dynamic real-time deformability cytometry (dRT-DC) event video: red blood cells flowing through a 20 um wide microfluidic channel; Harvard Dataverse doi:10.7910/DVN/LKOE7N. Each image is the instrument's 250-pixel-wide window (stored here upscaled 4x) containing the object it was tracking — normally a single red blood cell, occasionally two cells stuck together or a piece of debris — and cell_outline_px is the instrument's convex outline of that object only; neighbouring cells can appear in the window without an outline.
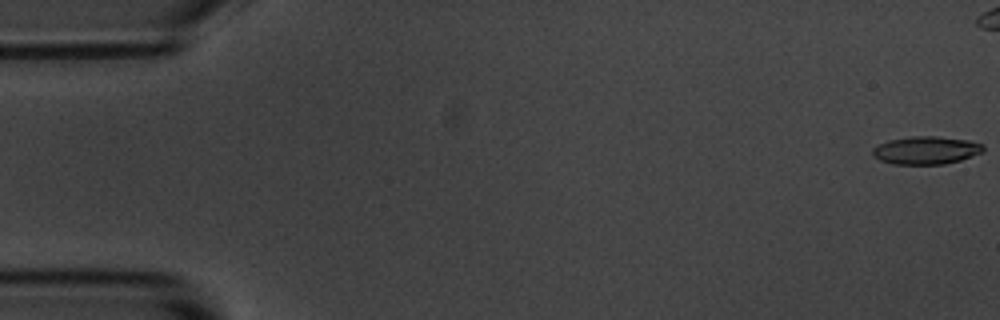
{"species": "common noctule bat (a hibernating species)", "species_latin": "Nyctalus noctula", "temperature_condition": "room temperature", "stored_images_in_passage": 10, "camera_frame_rate_fps": 3000, "um_per_image_px": 0.085, "animal": {"sex": "male", "body_mass_g": 20.1, "forearm_length_mm": 53.5}, "frame": {"image": 1, "passage_image": 1, "time_ms": 0.0, "image_size_px": [1000, 320], "cell_outline_px": [[984, 152], [960, 160], [944, 164], [892, 164], [880, 160], [872, 156], [872, 148], [888, 140], [912, 136], [936, 136], [968, 140], [984, 144]], "centroid_in_image_um": [78.72, 12.77], "position_along_channel_um": 6.3, "area_um2": 18.09}}
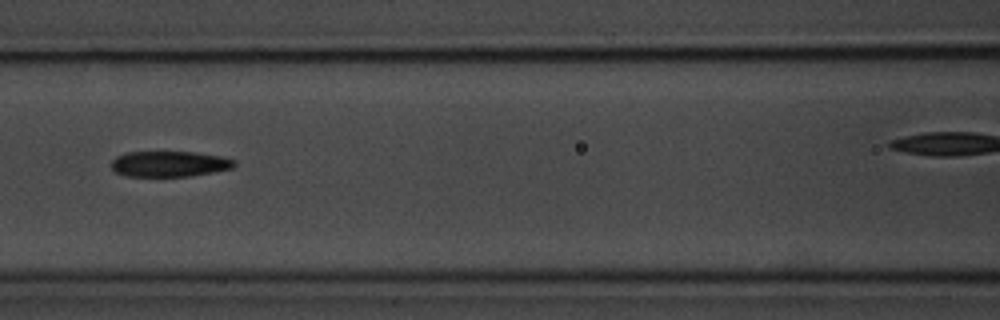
{"frame": {"image": 2, "passage_image": 7, "time_ms": 7.667, "image_size_px": [1000, 320], "cell_outline_px": [[236, 164], [232, 168], [192, 176], [124, 176], [116, 172], [112, 168], [112, 160], [116, 156], [124, 152], [192, 152], [220, 156], [236, 160]], "centroid_in_image_um": [14.38, 13.93], "position_along_channel_um": 152.2, "area_um2": 18.38}}
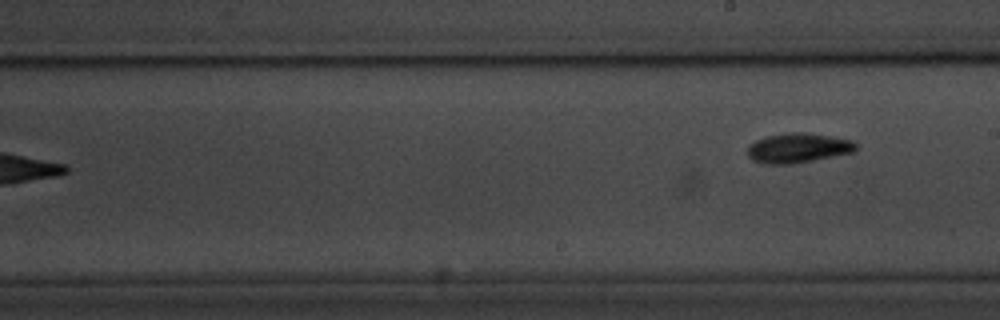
{"frame": {"image": 3, "passage_image": 10, "time_ms": 11.333, "image_size_px": [1000, 320], "cell_outline_px": [[856, 148], [852, 152], [792, 164], [764, 164], [752, 160], [748, 156], [748, 144], [764, 136], [792, 132], [804, 132], [832, 136], [852, 140], [856, 144]], "centroid_in_image_um": [67.78, 12.57], "position_along_channel_um": 221.2, "area_um2": 18.73}}